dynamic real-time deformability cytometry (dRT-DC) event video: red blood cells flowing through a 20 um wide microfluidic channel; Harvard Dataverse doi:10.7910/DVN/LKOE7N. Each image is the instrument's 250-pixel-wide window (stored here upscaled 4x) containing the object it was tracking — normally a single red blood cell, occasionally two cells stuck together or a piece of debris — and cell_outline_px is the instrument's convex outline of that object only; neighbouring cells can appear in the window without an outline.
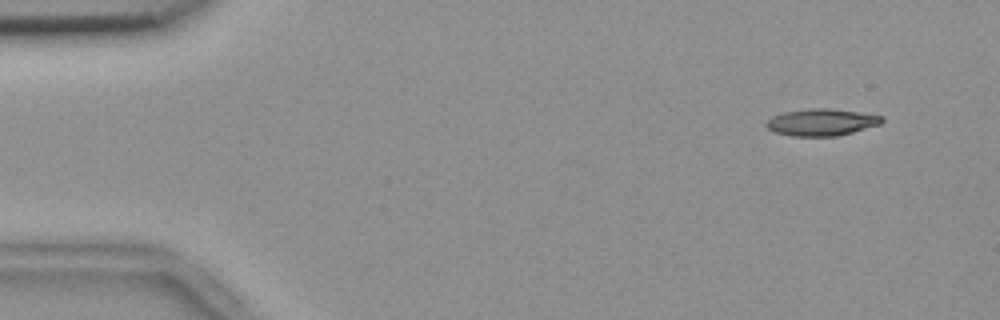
{"species": "common noctule bat (a hibernating species)", "species_latin": "Nyctalus noctula", "temperature_condition": "room temperature", "stored_images_in_passage": 55, "camera_frame_rate_fps": 3000, "um_per_image_px": 0.085, "animal": {"sex": "female", "body_mass_g": 18.4}, "frame": {"image": 1, "passage_image": 5, "time_ms": 1.333, "image_size_px": [1000, 320], "cell_outline_px": [[884, 120], [880, 124], [852, 132], [836, 136], [792, 136], [776, 132], [768, 128], [764, 124], [772, 116], [784, 112], [808, 108], [828, 108], [884, 116]], "centroid_in_image_um": [69.81, 10.38], "position_along_channel_um": 15.2, "area_um2": 17.98}}
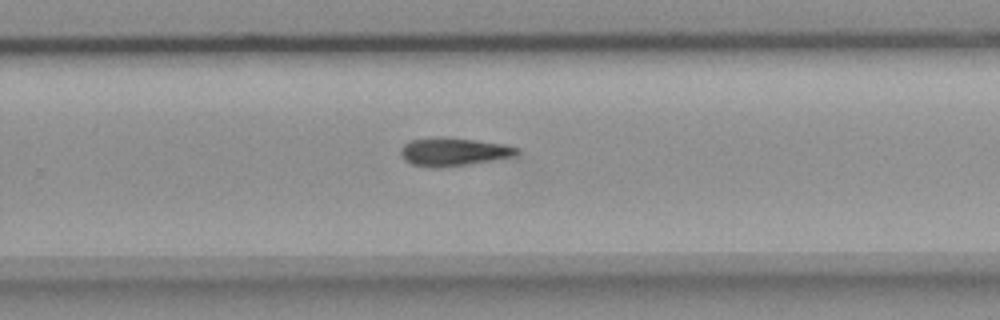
{"frame": {"image": 2, "passage_image": 36, "time_ms": 11.667, "image_size_px": [1000, 320], "cell_outline_px": [[520, 152], [516, 156], [468, 164], [440, 168], [432, 168], [412, 164], [404, 160], [400, 152], [400, 148], [408, 140], [444, 136], [504, 144], [520, 148]], "centroid_in_image_um": [38.54, 12.9], "position_along_channel_um": 291.3, "area_um2": 19.31}}
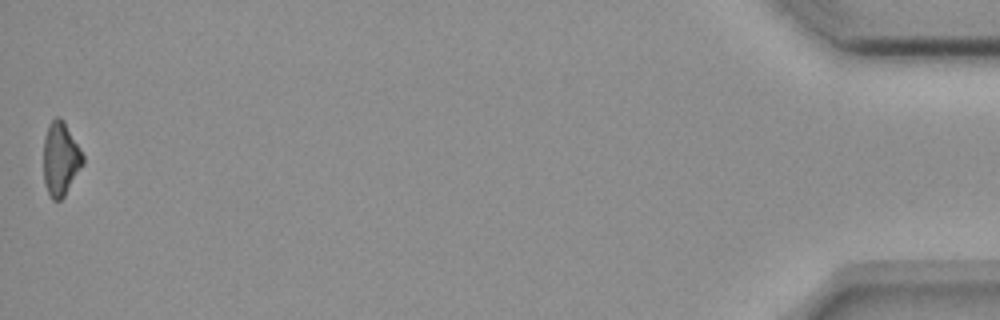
{"frame": {"image": 3, "passage_image": 55, "time_ms": 18.0, "image_size_px": [1000, 320], "cell_outline_px": [[84, 164], [64, 196], [60, 200], [52, 200], [44, 184], [44, 136], [48, 124], [56, 116], [60, 116], [64, 120], [80, 148], [84, 156]], "centroid_in_image_um": [5.15, 13.48], "position_along_channel_um": 430.0, "area_um2": 17.05}, "authors_computed_cell_mechanics": {"area_um2": 18.5538, "velocity_mm_per_s": 3.7041, "shape_relaxation_time_tau1_ms": 5.4095, "shape_relaxation_time_tau2_ms": null, "deformation_change_tau1": 0.1737, "deformation_change_tau2": null}}